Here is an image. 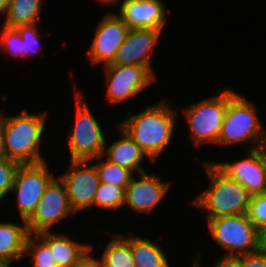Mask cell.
<instances>
[{"label":"cell","mask_w":266,"mask_h":267,"mask_svg":"<svg viewBox=\"0 0 266 267\" xmlns=\"http://www.w3.org/2000/svg\"><path fill=\"white\" fill-rule=\"evenodd\" d=\"M93 160L98 161L95 163V166L99 173L100 182L127 187L134 176V173L131 170L113 164L107 159H104V161L103 156H99L91 161Z\"/></svg>","instance_id":"obj_24"},{"label":"cell","mask_w":266,"mask_h":267,"mask_svg":"<svg viewBox=\"0 0 266 267\" xmlns=\"http://www.w3.org/2000/svg\"><path fill=\"white\" fill-rule=\"evenodd\" d=\"M47 113H29L5 116L0 114L4 127V143L7 158L20 164H37L45 160L40 153V142L45 132Z\"/></svg>","instance_id":"obj_2"},{"label":"cell","mask_w":266,"mask_h":267,"mask_svg":"<svg viewBox=\"0 0 266 267\" xmlns=\"http://www.w3.org/2000/svg\"><path fill=\"white\" fill-rule=\"evenodd\" d=\"M259 250L266 254V225L259 230Z\"/></svg>","instance_id":"obj_34"},{"label":"cell","mask_w":266,"mask_h":267,"mask_svg":"<svg viewBox=\"0 0 266 267\" xmlns=\"http://www.w3.org/2000/svg\"><path fill=\"white\" fill-rule=\"evenodd\" d=\"M131 252L136 267H170L161 246L147 238L132 234Z\"/></svg>","instance_id":"obj_20"},{"label":"cell","mask_w":266,"mask_h":267,"mask_svg":"<svg viewBox=\"0 0 266 267\" xmlns=\"http://www.w3.org/2000/svg\"><path fill=\"white\" fill-rule=\"evenodd\" d=\"M75 214L69 205L64 184L55 177L46 187L32 216L26 221L29 234L51 232L60 220Z\"/></svg>","instance_id":"obj_10"},{"label":"cell","mask_w":266,"mask_h":267,"mask_svg":"<svg viewBox=\"0 0 266 267\" xmlns=\"http://www.w3.org/2000/svg\"><path fill=\"white\" fill-rule=\"evenodd\" d=\"M7 158V153L5 150V143H4V127L3 123L0 120V159Z\"/></svg>","instance_id":"obj_33"},{"label":"cell","mask_w":266,"mask_h":267,"mask_svg":"<svg viewBox=\"0 0 266 267\" xmlns=\"http://www.w3.org/2000/svg\"><path fill=\"white\" fill-rule=\"evenodd\" d=\"M10 0H0V14H6Z\"/></svg>","instance_id":"obj_35"},{"label":"cell","mask_w":266,"mask_h":267,"mask_svg":"<svg viewBox=\"0 0 266 267\" xmlns=\"http://www.w3.org/2000/svg\"><path fill=\"white\" fill-rule=\"evenodd\" d=\"M29 255L33 267H58L49 246L37 234L28 235L24 256Z\"/></svg>","instance_id":"obj_25"},{"label":"cell","mask_w":266,"mask_h":267,"mask_svg":"<svg viewBox=\"0 0 266 267\" xmlns=\"http://www.w3.org/2000/svg\"><path fill=\"white\" fill-rule=\"evenodd\" d=\"M76 114L68 147L70 160H92L103 155L106 137L84 95L75 90Z\"/></svg>","instance_id":"obj_5"},{"label":"cell","mask_w":266,"mask_h":267,"mask_svg":"<svg viewBox=\"0 0 266 267\" xmlns=\"http://www.w3.org/2000/svg\"><path fill=\"white\" fill-rule=\"evenodd\" d=\"M37 235L49 246L58 267H74L92 249V245L72 240L67 234L51 231Z\"/></svg>","instance_id":"obj_17"},{"label":"cell","mask_w":266,"mask_h":267,"mask_svg":"<svg viewBox=\"0 0 266 267\" xmlns=\"http://www.w3.org/2000/svg\"><path fill=\"white\" fill-rule=\"evenodd\" d=\"M106 98L110 103H120L135 97L156 80L154 72L139 65H105Z\"/></svg>","instance_id":"obj_9"},{"label":"cell","mask_w":266,"mask_h":267,"mask_svg":"<svg viewBox=\"0 0 266 267\" xmlns=\"http://www.w3.org/2000/svg\"><path fill=\"white\" fill-rule=\"evenodd\" d=\"M144 111L130 113L128 118L117 125L142 149L152 164L173 137L177 120V111L172 109L165 99Z\"/></svg>","instance_id":"obj_1"},{"label":"cell","mask_w":266,"mask_h":267,"mask_svg":"<svg viewBox=\"0 0 266 267\" xmlns=\"http://www.w3.org/2000/svg\"><path fill=\"white\" fill-rule=\"evenodd\" d=\"M93 247L89 250L85 256L74 267H103L101 259H94L92 257Z\"/></svg>","instance_id":"obj_32"},{"label":"cell","mask_w":266,"mask_h":267,"mask_svg":"<svg viewBox=\"0 0 266 267\" xmlns=\"http://www.w3.org/2000/svg\"><path fill=\"white\" fill-rule=\"evenodd\" d=\"M121 139L115 140L109 147L107 143L104 148L103 158L109 162L125 167L132 172L144 173L141 166L144 158H148L142 149L119 127Z\"/></svg>","instance_id":"obj_18"},{"label":"cell","mask_w":266,"mask_h":267,"mask_svg":"<svg viewBox=\"0 0 266 267\" xmlns=\"http://www.w3.org/2000/svg\"><path fill=\"white\" fill-rule=\"evenodd\" d=\"M98 3H101L102 5H115L116 2H119L118 0H96Z\"/></svg>","instance_id":"obj_36"},{"label":"cell","mask_w":266,"mask_h":267,"mask_svg":"<svg viewBox=\"0 0 266 267\" xmlns=\"http://www.w3.org/2000/svg\"><path fill=\"white\" fill-rule=\"evenodd\" d=\"M125 235L115 234L109 240L100 258L103 267H136L131 252V236Z\"/></svg>","instance_id":"obj_22"},{"label":"cell","mask_w":266,"mask_h":267,"mask_svg":"<svg viewBox=\"0 0 266 267\" xmlns=\"http://www.w3.org/2000/svg\"><path fill=\"white\" fill-rule=\"evenodd\" d=\"M247 216L258 230L266 225V192L250 197Z\"/></svg>","instance_id":"obj_28"},{"label":"cell","mask_w":266,"mask_h":267,"mask_svg":"<svg viewBox=\"0 0 266 267\" xmlns=\"http://www.w3.org/2000/svg\"><path fill=\"white\" fill-rule=\"evenodd\" d=\"M20 163L5 158L0 159V201L10 194Z\"/></svg>","instance_id":"obj_26"},{"label":"cell","mask_w":266,"mask_h":267,"mask_svg":"<svg viewBox=\"0 0 266 267\" xmlns=\"http://www.w3.org/2000/svg\"><path fill=\"white\" fill-rule=\"evenodd\" d=\"M91 160H70V170L59 175L64 184L69 205L78 213L93 207V199L100 184L98 170L95 164L88 166Z\"/></svg>","instance_id":"obj_11"},{"label":"cell","mask_w":266,"mask_h":267,"mask_svg":"<svg viewBox=\"0 0 266 267\" xmlns=\"http://www.w3.org/2000/svg\"><path fill=\"white\" fill-rule=\"evenodd\" d=\"M256 107L239 93L229 89V102L224 115L217 145L250 144L249 151L266 144V128H263Z\"/></svg>","instance_id":"obj_4"},{"label":"cell","mask_w":266,"mask_h":267,"mask_svg":"<svg viewBox=\"0 0 266 267\" xmlns=\"http://www.w3.org/2000/svg\"><path fill=\"white\" fill-rule=\"evenodd\" d=\"M42 3V0H10L3 25L16 28L36 24L40 21Z\"/></svg>","instance_id":"obj_21"},{"label":"cell","mask_w":266,"mask_h":267,"mask_svg":"<svg viewBox=\"0 0 266 267\" xmlns=\"http://www.w3.org/2000/svg\"><path fill=\"white\" fill-rule=\"evenodd\" d=\"M245 159L235 162H213L229 178L239 182L248 193L266 192V159L262 148L250 150Z\"/></svg>","instance_id":"obj_13"},{"label":"cell","mask_w":266,"mask_h":267,"mask_svg":"<svg viewBox=\"0 0 266 267\" xmlns=\"http://www.w3.org/2000/svg\"><path fill=\"white\" fill-rule=\"evenodd\" d=\"M210 185L189 204L205 209L207 219L247 214L251 195L239 182L229 178L214 163L204 162Z\"/></svg>","instance_id":"obj_3"},{"label":"cell","mask_w":266,"mask_h":267,"mask_svg":"<svg viewBox=\"0 0 266 267\" xmlns=\"http://www.w3.org/2000/svg\"><path fill=\"white\" fill-rule=\"evenodd\" d=\"M201 254L195 257V260L192 263V267H201L200 260ZM213 267H241L240 262L236 258H221L216 262Z\"/></svg>","instance_id":"obj_31"},{"label":"cell","mask_w":266,"mask_h":267,"mask_svg":"<svg viewBox=\"0 0 266 267\" xmlns=\"http://www.w3.org/2000/svg\"><path fill=\"white\" fill-rule=\"evenodd\" d=\"M129 26L117 15L106 13L97 24L95 35L89 49V60L92 65L110 64L126 38Z\"/></svg>","instance_id":"obj_12"},{"label":"cell","mask_w":266,"mask_h":267,"mask_svg":"<svg viewBox=\"0 0 266 267\" xmlns=\"http://www.w3.org/2000/svg\"><path fill=\"white\" fill-rule=\"evenodd\" d=\"M140 179L132 177L126 187L125 204L138 213L152 212L170 189L169 182H163L160 175L151 171L139 174Z\"/></svg>","instance_id":"obj_15"},{"label":"cell","mask_w":266,"mask_h":267,"mask_svg":"<svg viewBox=\"0 0 266 267\" xmlns=\"http://www.w3.org/2000/svg\"><path fill=\"white\" fill-rule=\"evenodd\" d=\"M129 28L164 29L167 20L161 0H122L117 14Z\"/></svg>","instance_id":"obj_16"},{"label":"cell","mask_w":266,"mask_h":267,"mask_svg":"<svg viewBox=\"0 0 266 267\" xmlns=\"http://www.w3.org/2000/svg\"><path fill=\"white\" fill-rule=\"evenodd\" d=\"M262 150L264 152V156H265V159H266V144L262 147Z\"/></svg>","instance_id":"obj_37"},{"label":"cell","mask_w":266,"mask_h":267,"mask_svg":"<svg viewBox=\"0 0 266 267\" xmlns=\"http://www.w3.org/2000/svg\"><path fill=\"white\" fill-rule=\"evenodd\" d=\"M229 102V89L205 98L183 109L186 122L196 146L217 144L224 115Z\"/></svg>","instance_id":"obj_7"},{"label":"cell","mask_w":266,"mask_h":267,"mask_svg":"<svg viewBox=\"0 0 266 267\" xmlns=\"http://www.w3.org/2000/svg\"><path fill=\"white\" fill-rule=\"evenodd\" d=\"M0 48L14 57H22V38L16 28L2 26Z\"/></svg>","instance_id":"obj_27"},{"label":"cell","mask_w":266,"mask_h":267,"mask_svg":"<svg viewBox=\"0 0 266 267\" xmlns=\"http://www.w3.org/2000/svg\"><path fill=\"white\" fill-rule=\"evenodd\" d=\"M126 187L100 182L93 199V206L105 210H118L124 207Z\"/></svg>","instance_id":"obj_23"},{"label":"cell","mask_w":266,"mask_h":267,"mask_svg":"<svg viewBox=\"0 0 266 267\" xmlns=\"http://www.w3.org/2000/svg\"><path fill=\"white\" fill-rule=\"evenodd\" d=\"M47 163L20 164L10 193H16L21 220L27 221L39 204L46 187L55 178Z\"/></svg>","instance_id":"obj_8"},{"label":"cell","mask_w":266,"mask_h":267,"mask_svg":"<svg viewBox=\"0 0 266 267\" xmlns=\"http://www.w3.org/2000/svg\"><path fill=\"white\" fill-rule=\"evenodd\" d=\"M241 267H266V254L261 250L236 257Z\"/></svg>","instance_id":"obj_30"},{"label":"cell","mask_w":266,"mask_h":267,"mask_svg":"<svg viewBox=\"0 0 266 267\" xmlns=\"http://www.w3.org/2000/svg\"><path fill=\"white\" fill-rule=\"evenodd\" d=\"M163 29L130 28L125 40L118 48L113 61L108 65H139L151 66V55L158 43Z\"/></svg>","instance_id":"obj_14"},{"label":"cell","mask_w":266,"mask_h":267,"mask_svg":"<svg viewBox=\"0 0 266 267\" xmlns=\"http://www.w3.org/2000/svg\"><path fill=\"white\" fill-rule=\"evenodd\" d=\"M209 232L227 252L223 258H236L259 249V230L247 214L207 219Z\"/></svg>","instance_id":"obj_6"},{"label":"cell","mask_w":266,"mask_h":267,"mask_svg":"<svg viewBox=\"0 0 266 267\" xmlns=\"http://www.w3.org/2000/svg\"><path fill=\"white\" fill-rule=\"evenodd\" d=\"M37 27V24L16 27L22 38V57L27 58V56L38 52L40 36Z\"/></svg>","instance_id":"obj_29"},{"label":"cell","mask_w":266,"mask_h":267,"mask_svg":"<svg viewBox=\"0 0 266 267\" xmlns=\"http://www.w3.org/2000/svg\"><path fill=\"white\" fill-rule=\"evenodd\" d=\"M0 222V264L10 267L15 260L24 256L26 241L29 235L27 224Z\"/></svg>","instance_id":"obj_19"}]
</instances>
